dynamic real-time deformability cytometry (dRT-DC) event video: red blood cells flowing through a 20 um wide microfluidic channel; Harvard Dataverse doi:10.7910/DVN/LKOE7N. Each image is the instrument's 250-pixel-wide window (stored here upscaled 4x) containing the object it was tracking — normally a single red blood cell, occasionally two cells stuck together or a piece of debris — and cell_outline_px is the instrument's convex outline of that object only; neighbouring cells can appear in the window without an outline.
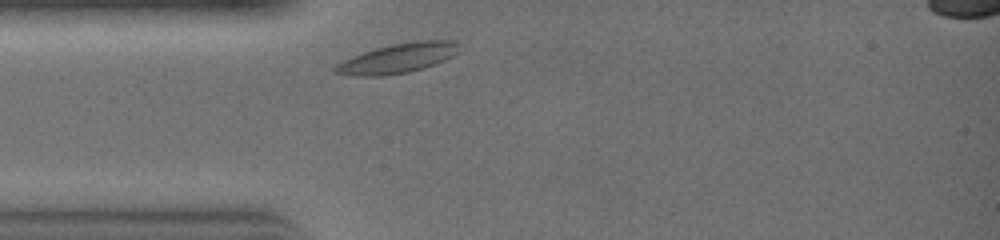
{"species": "common noctule bat (a hibernating species)", "species_latin": "Nyctalus noctula", "temperature_condition": "warm", "stored_images_in_passage": 20, "camera_frame_rate_fps": 3000, "um_per_image_px": 0.085, "animal": {"sex": "female", "body_mass_g": 19.0, "forearm_length_mm": 51.5}, "frame": {"image": 1, "passage_image": 2, "time_ms": 0.333, "image_size_px": [1000, 240], "cell_outline_px": [[456, 52], [452, 56], [444, 60], [424, 68], [408, 72], [384, 76], [352, 76], [332, 72], [332, 68], [336, 64], [352, 56], [376, 48], [392, 44], [416, 40], [452, 40], [456, 44]], "centroid_in_image_um": [33.74, 4.96], "position_along_channel_um": 51.3, "area_um2": 21.27}}
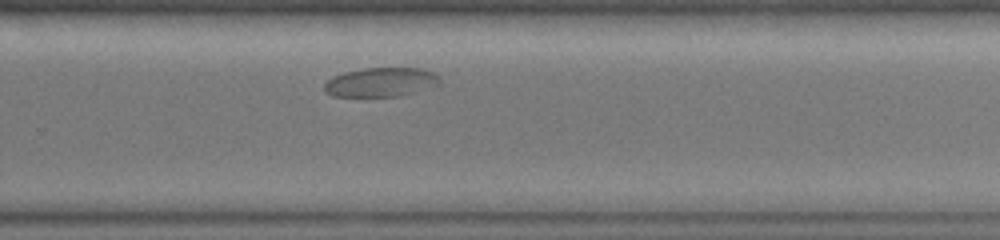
{"frame": {"image": 2, "passage_image": 15, "time_ms": 4.667, "image_size_px": [1000, 240], "cell_outline_px": [[440, 84], [416, 92], [400, 96], [332, 96], [324, 92], [324, 84], [332, 76], [344, 72], [364, 68], [424, 68], [440, 76]], "centroid_in_image_um": [32.38, 6.98], "position_along_channel_um": 297.4, "area_um2": 19.77}}
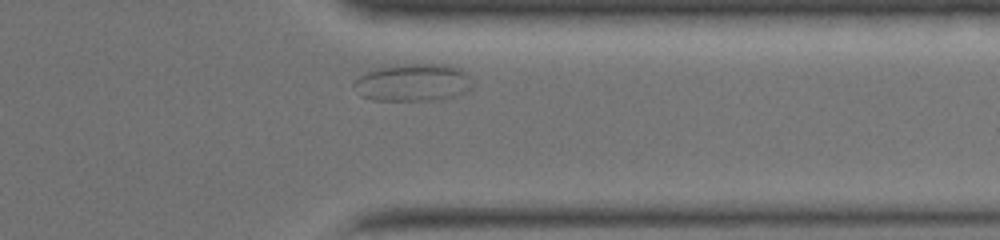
{"frame": {"image": 3, "passage_image": 19, "time_ms": 6.0, "image_size_px": [1000, 240], "cell_outline_px": [[472, 88], [468, 92], [456, 96], [440, 100], [372, 100], [360, 96], [352, 84], [360, 76], [368, 72], [396, 64], [448, 64], [460, 68], [464, 72], [472, 84]], "centroid_in_image_um": [35.13, 7.03], "position_along_channel_um": 376.3, "area_um2": 25.95}}